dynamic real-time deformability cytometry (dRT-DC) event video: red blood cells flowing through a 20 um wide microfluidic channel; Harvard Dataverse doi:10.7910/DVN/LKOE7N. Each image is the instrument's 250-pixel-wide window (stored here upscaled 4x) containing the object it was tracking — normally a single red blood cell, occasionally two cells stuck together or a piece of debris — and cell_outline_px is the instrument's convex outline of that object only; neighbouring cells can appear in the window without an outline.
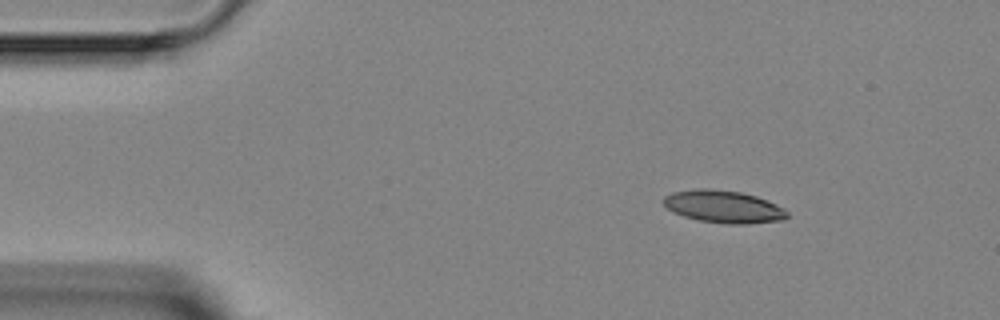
{"species": "Egyptian fruit bat (a non-hibernating species)", "species_latin": "Rousettus aegyptiacus", "temperature_condition": "room temperature", "stored_images_in_passage": 4, "camera_frame_rate_fps": 3000, "um_per_image_px": 0.085, "animal": {"sex": "female"}, "frame": {"image": 1, "passage_image": 1, "time_ms": 0.0, "image_size_px": [1000, 320], "cell_outline_px": [[788, 216], [784, 220], [748, 224], [728, 224], [700, 220], [684, 216], [672, 212], [664, 204], [664, 196], [672, 192], [696, 188], [708, 188], [740, 192], [756, 196], [768, 200], [784, 208], [788, 212]], "centroid_in_image_um": [61.52, 17.56], "position_along_channel_um": 23.5, "area_um2": 23.47}}
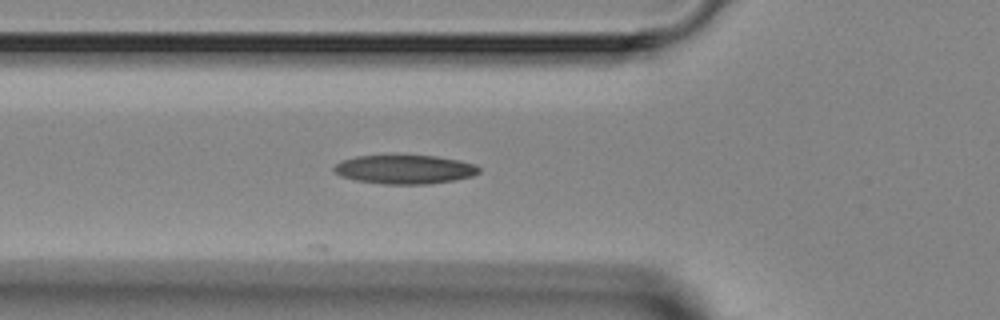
{"frame": {"image": 2, "passage_image": 4, "time_ms": 3.333, "image_size_px": [1000, 320], "cell_outline_px": [[480, 172], [472, 176], [456, 180], [428, 184], [384, 184], [356, 180], [340, 176], [332, 168], [336, 164], [344, 160], [356, 156], [436, 156], [460, 160], [476, 164], [480, 168]], "centroid_in_image_um": [34.45, 14.41], "position_along_channel_um": 91.4, "area_um2": 24.33}}